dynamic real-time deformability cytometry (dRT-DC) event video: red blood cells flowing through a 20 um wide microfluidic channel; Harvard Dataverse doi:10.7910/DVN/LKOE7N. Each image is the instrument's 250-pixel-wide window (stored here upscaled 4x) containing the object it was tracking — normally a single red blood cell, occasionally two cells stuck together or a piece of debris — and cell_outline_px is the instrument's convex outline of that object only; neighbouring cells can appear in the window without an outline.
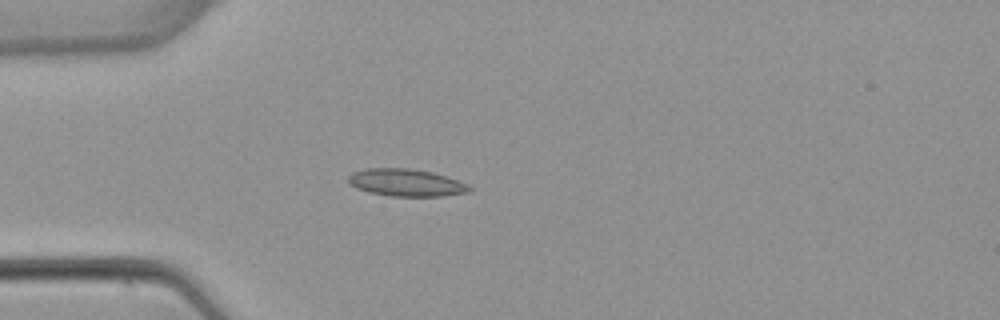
{"species": "common noctule bat (a hibernating species)", "species_latin": "Nyctalus noctula", "temperature_condition": "warm", "stored_images_in_passage": 3, "camera_frame_rate_fps": 3000, "um_per_image_px": 0.085, "animal": {"sex": "female", "body_mass_g": 22.7, "forearm_length_mm": 54.2}, "frame": {"image": 1, "passage_image": 3, "time_ms": 2.667, "image_size_px": [1000, 320], "cell_outline_px": [[472, 188], [468, 192], [444, 196], [388, 196], [368, 192], [356, 188], [348, 184], [348, 176], [352, 172], [368, 168], [408, 168], [432, 172], [468, 184]], "centroid_in_image_um": [34.47, 15.53], "position_along_channel_um": 50.5, "area_um2": 19.31}}